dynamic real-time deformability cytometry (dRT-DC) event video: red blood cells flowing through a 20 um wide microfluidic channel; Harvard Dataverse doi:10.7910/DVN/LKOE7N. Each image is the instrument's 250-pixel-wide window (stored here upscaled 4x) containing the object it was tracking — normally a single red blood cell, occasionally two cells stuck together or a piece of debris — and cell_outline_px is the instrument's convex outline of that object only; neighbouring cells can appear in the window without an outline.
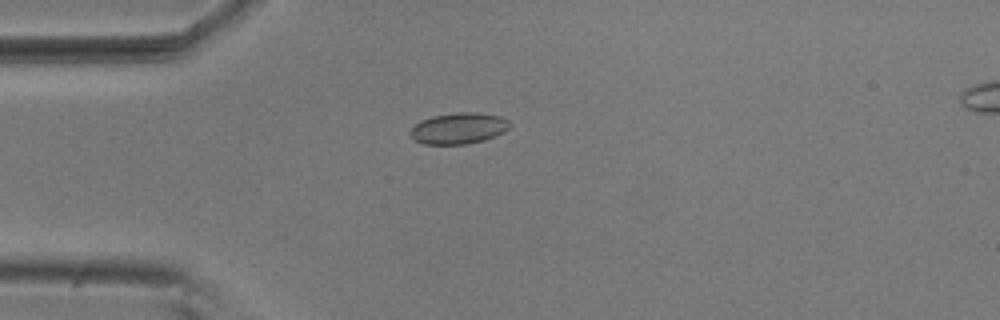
{"species": "common noctule bat (a hibernating species)", "species_latin": "Nyctalus noctula", "temperature_condition": "room temperature", "stored_images_in_passage": 4, "camera_frame_rate_fps": 3000, "um_per_image_px": 0.085, "animal": {"sex": "male", "body_mass_g": 20.5, "forearm_length_mm": 52.5}, "frame": {"image": 1, "passage_image": 4, "time_ms": 1.0, "image_size_px": [1000, 320], "cell_outline_px": [[512, 124], [504, 132], [496, 136], [484, 140], [468, 144], [424, 144], [412, 140], [412, 128], [420, 120], [432, 116], [456, 112], [476, 112], [500, 116], [508, 120]], "centroid_in_image_um": [39.01, 10.9], "position_along_channel_um": 46.0, "area_um2": 18.15}}